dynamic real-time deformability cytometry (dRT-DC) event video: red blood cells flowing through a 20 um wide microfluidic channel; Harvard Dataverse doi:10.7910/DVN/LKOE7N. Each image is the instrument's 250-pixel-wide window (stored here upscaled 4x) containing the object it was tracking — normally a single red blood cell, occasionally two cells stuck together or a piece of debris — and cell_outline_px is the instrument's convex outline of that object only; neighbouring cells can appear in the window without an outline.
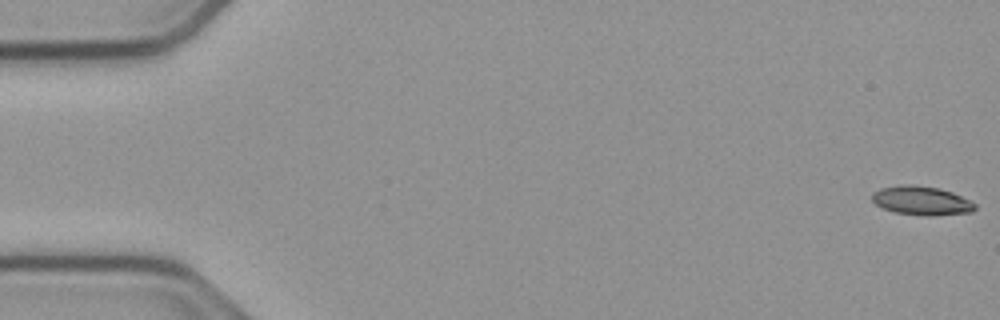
{"species": "common noctule bat (a hibernating species)", "species_latin": "Nyctalus noctula", "temperature_condition": "cold", "stored_images_in_passage": 55, "camera_frame_rate_fps": 3000, "um_per_image_px": 0.085, "animal": {"sex": "male", "body_mass_g": 23.1, "forearm_length_mm": 52.7}, "frame": {"image": 1, "passage_image": 1, "time_ms": 0.0, "image_size_px": [1000, 320], "cell_outline_px": [[976, 208], [972, 212], [932, 216], [896, 212], [884, 208], [876, 204], [872, 200], [872, 192], [880, 188], [904, 184], [908, 184], [936, 188], [952, 192], [976, 204]], "centroid_in_image_um": [78.32, 17.05], "position_along_channel_um": 6.7, "area_um2": 17.05}}
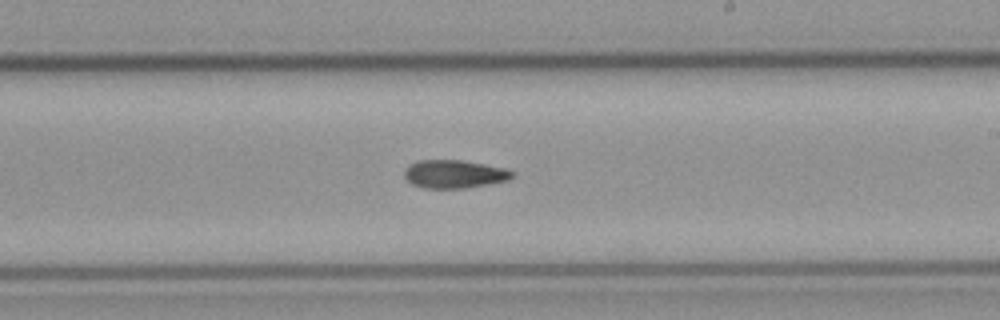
{"frame": {"image": 2, "passage_image": 32, "time_ms": 10.333, "image_size_px": [1000, 320], "cell_outline_px": [[516, 176], [508, 180], [492, 184], [464, 188], [424, 188], [412, 184], [404, 176], [404, 168], [408, 164], [416, 160], [460, 160], [484, 164], [504, 168], [512, 172]], "centroid_in_image_um": [38.59, 14.79], "position_along_channel_um": 250.4, "area_um2": 17.86}}
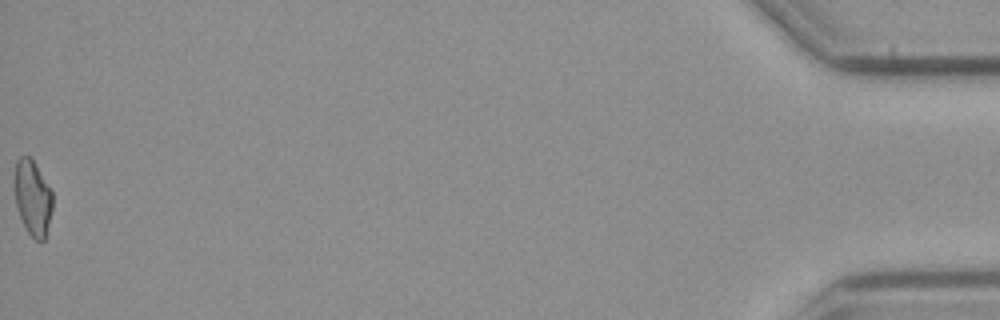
{"frame": {"image": 3, "passage_image": 55, "time_ms": 18.0, "image_size_px": [1000, 320], "cell_outline_px": [[52, 208], [44, 240], [36, 240], [28, 232], [20, 216], [16, 204], [12, 184], [16, 160], [20, 156], [28, 156], [32, 160], [52, 188]], "centroid_in_image_um": [2.75, 16.75], "position_along_channel_um": 432.5, "area_um2": 16.82}, "authors_computed_cell_mechanics": {"area_um2": 17.629, "velocity_mm_per_s": 3.795, "shape_relaxation_time_tau1_ms": 10.8586, "shape_relaxation_time_tau2_ms": null, "deformation_change_tau1": 0.2233, "deformation_change_tau2": null}}